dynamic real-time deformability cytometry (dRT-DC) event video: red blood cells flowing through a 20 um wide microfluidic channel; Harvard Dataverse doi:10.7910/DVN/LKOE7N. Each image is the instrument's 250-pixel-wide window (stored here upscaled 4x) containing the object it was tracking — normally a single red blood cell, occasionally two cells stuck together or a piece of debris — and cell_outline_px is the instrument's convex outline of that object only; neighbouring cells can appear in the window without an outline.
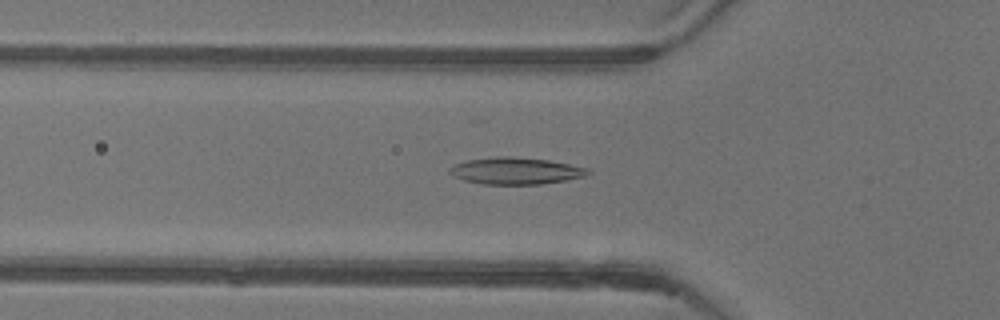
{"species": "common noctule bat (a hibernating species)", "species_latin": "Nyctalus noctula", "temperature_condition": "warm", "stored_images_in_passage": 3, "camera_frame_rate_fps": 3000, "um_per_image_px": 0.085, "animal": {"sex": "female"}, "frame": {"image": 1, "passage_image": 2, "time_ms": 0.333, "image_size_px": [1000, 320], "cell_outline_px": [[592, 172], [584, 176], [564, 180], [540, 184], [484, 184], [464, 180], [448, 172], [448, 168], [456, 164], [468, 160], [496, 156], [508, 156], [548, 160], [588, 168]], "centroid_in_image_um": [43.83, 14.52], "position_along_channel_um": 82.0, "area_um2": 21.33}}